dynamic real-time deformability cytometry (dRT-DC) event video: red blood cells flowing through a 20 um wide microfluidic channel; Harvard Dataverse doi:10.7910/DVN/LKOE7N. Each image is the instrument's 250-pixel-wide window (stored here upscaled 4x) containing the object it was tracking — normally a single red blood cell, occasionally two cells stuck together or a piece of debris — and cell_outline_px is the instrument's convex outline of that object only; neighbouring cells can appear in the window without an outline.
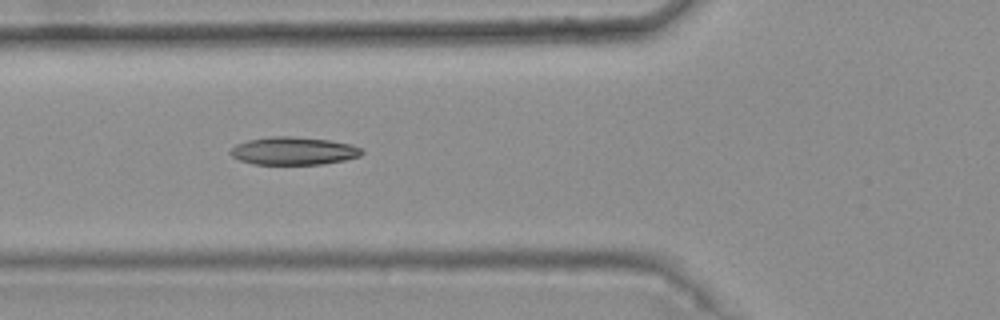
{"species": "common noctule bat (a hibernating species)", "species_latin": "Nyctalus noctula", "temperature_condition": "warm", "stored_images_in_passage": 9, "camera_frame_rate_fps": 3000, "um_per_image_px": 0.085, "animal": {"sex": "female", "body_mass_g": 25.1}, "frame": {"image": 1, "passage_image": 6, "time_ms": 1.667, "image_size_px": [1000, 320], "cell_outline_px": [[364, 152], [360, 156], [344, 160], [320, 164], [252, 164], [240, 160], [232, 156], [228, 152], [236, 144], [248, 140], [272, 136], [292, 136], [328, 140], [348, 144], [360, 148]], "centroid_in_image_um": [24.91, 12.83], "position_along_channel_um": 100.9, "area_um2": 21.15}}
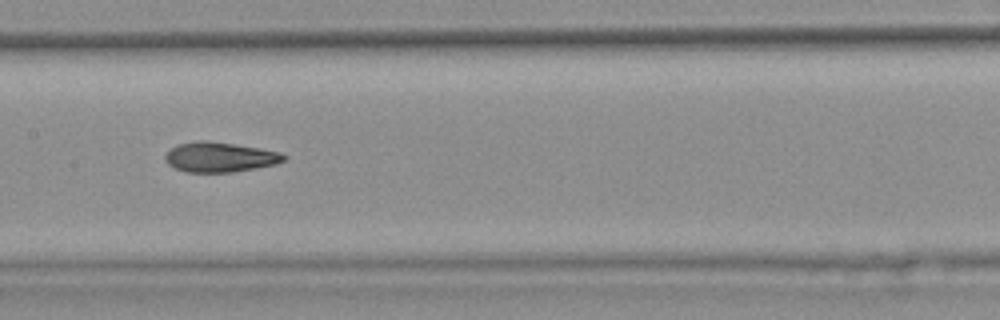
{"frame": {"image": 2, "passage_image": 8, "time_ms": 2.333, "image_size_px": [1000, 320], "cell_outline_px": [[288, 156], [284, 160], [276, 164], [232, 172], [184, 172], [168, 164], [164, 160], [164, 156], [172, 148], [180, 144], [196, 140], [208, 140], [260, 148], [280, 152]], "centroid_in_image_um": [18.68, 13.35], "position_along_channel_um": 188.7, "area_um2": 20.63}}
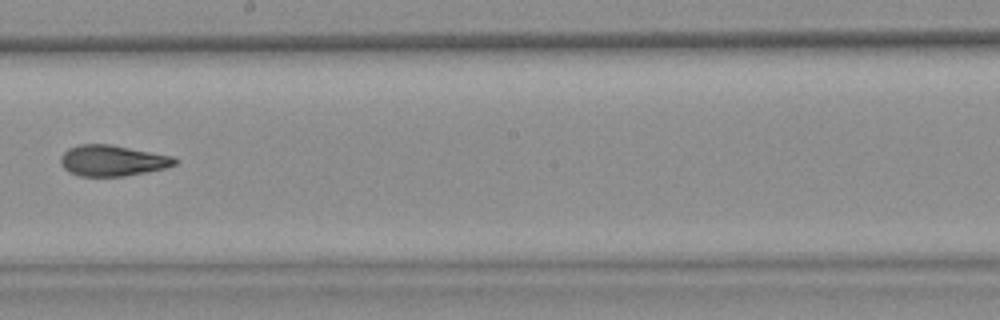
{"frame": {"image": 3, "passage_image": 9, "time_ms": 2.667, "image_size_px": [1000, 320], "cell_outline_px": [[176, 164], [164, 168], [124, 176], [80, 176], [68, 172], [60, 164], [60, 156], [68, 148], [80, 144], [108, 144], [172, 156], [176, 160]], "centroid_in_image_um": [9.49, 13.65], "position_along_channel_um": 238.7, "area_um2": 20.35}}